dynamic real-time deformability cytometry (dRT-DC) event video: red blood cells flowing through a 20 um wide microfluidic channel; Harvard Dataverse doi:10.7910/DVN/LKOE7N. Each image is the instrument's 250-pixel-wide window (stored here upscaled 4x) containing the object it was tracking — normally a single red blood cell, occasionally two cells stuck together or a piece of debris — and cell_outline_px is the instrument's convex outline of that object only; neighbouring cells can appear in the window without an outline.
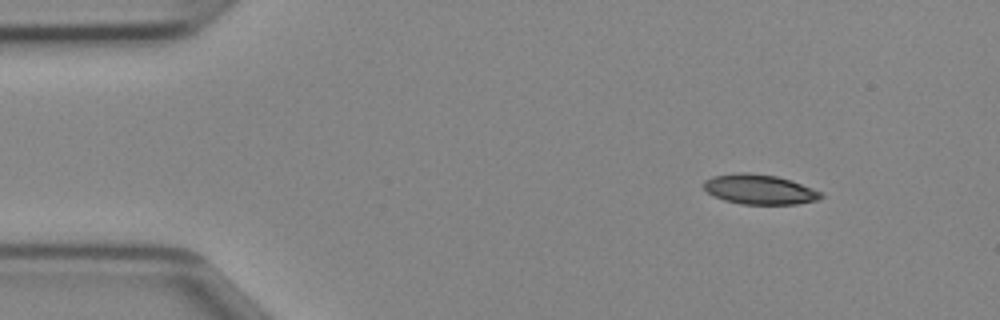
{"species": "Egyptian fruit bat (a non-hibernating species)", "species_latin": "Rousettus aegyptiacus", "temperature_condition": "cold", "stored_images_in_passage": 42, "camera_frame_rate_fps": 3000, "um_per_image_px": 0.085, "animal": {"sex": "female"}, "frame": {"image": 1, "passage_image": 1, "time_ms": 0.0, "image_size_px": [1000, 320], "cell_outline_px": [[824, 196], [820, 200], [796, 204], [740, 204], [724, 200], [708, 192], [704, 188], [704, 180], [712, 176], [736, 172], [748, 172], [776, 176], [792, 180], [812, 188], [820, 192]], "centroid_in_image_um": [64.57, 16.09], "position_along_channel_um": 20.4, "area_um2": 20.46}}
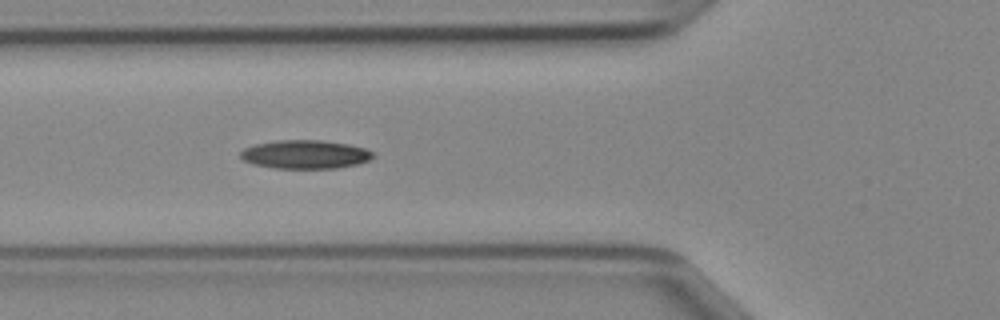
{"frame": {"image": 2, "passage_image": 12, "time_ms": 3.667, "image_size_px": [1000, 320], "cell_outline_px": [[376, 156], [368, 160], [356, 164], [336, 168], [276, 168], [252, 164], [244, 160], [240, 156], [240, 152], [244, 148], [256, 144], [276, 140], [324, 140], [348, 144], [364, 148], [372, 152]], "centroid_in_image_um": [25.93, 13.12], "position_along_channel_um": 99.9, "area_um2": 22.02}}
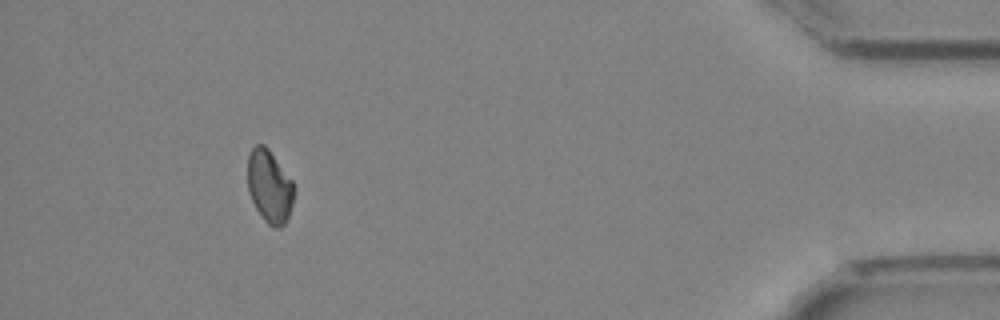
{"frame": {"image": 3, "passage_image": 38, "time_ms": 12.333, "image_size_px": [1000, 320], "cell_outline_px": [[296, 188], [292, 204], [288, 216], [284, 224], [280, 228], [272, 228], [264, 220], [256, 208], [248, 192], [248, 156], [252, 148], [256, 144], [264, 144], [268, 148], [292, 180]], "centroid_in_image_um": [22.92, 15.85], "position_along_channel_um": 412.3, "area_um2": 19.77}}